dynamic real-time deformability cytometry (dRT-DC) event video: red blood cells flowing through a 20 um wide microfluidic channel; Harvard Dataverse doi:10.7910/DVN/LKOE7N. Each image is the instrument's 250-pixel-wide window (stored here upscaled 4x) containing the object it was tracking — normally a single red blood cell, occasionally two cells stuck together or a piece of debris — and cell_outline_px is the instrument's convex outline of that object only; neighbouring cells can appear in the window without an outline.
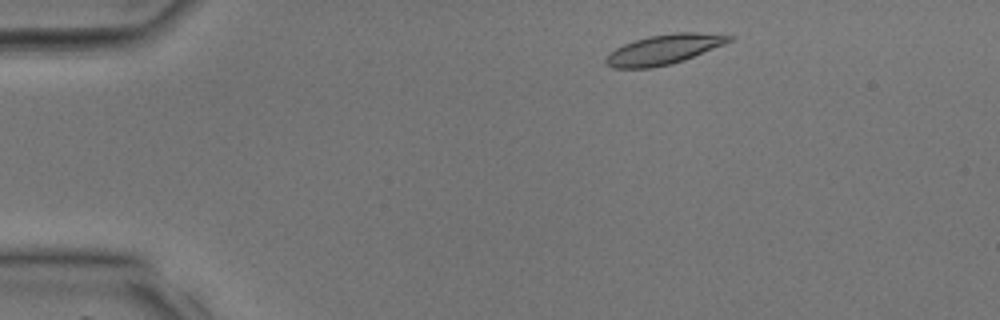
{"species": "common noctule bat (a hibernating species)", "species_latin": "Nyctalus noctula", "temperature_condition": "room temperature", "stored_images_in_passage": 34, "camera_frame_rate_fps": 3000, "um_per_image_px": 0.085, "animal": {"sex": "male", "body_mass_g": 17.9, "forearm_length_mm": 54.2}, "frame": {"image": 1, "passage_image": 3, "time_ms": 0.667, "image_size_px": [1000, 320], "cell_outline_px": [[736, 36], [732, 40], [724, 44], [684, 60], [672, 64], [652, 68], [612, 68], [604, 60], [616, 48], [624, 44], [648, 36], [676, 32], [696, 32]], "centroid_in_image_um": [56.46, 4.2], "position_along_channel_um": 28.5, "area_um2": 21.21}}
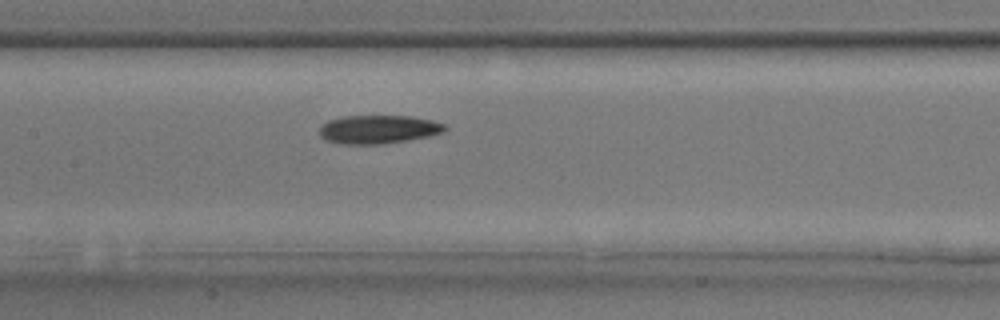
{"frame": {"image": 2, "passage_image": 15, "time_ms": 4.667, "image_size_px": [1000, 320], "cell_outline_px": [[448, 128], [444, 132], [428, 136], [408, 140], [384, 144], [340, 144], [324, 140], [320, 136], [320, 124], [328, 120], [344, 116], [412, 116], [432, 120], [444, 124]], "centroid_in_image_um": [32.14, 11.0], "position_along_channel_um": 175.3, "area_um2": 21.04}}
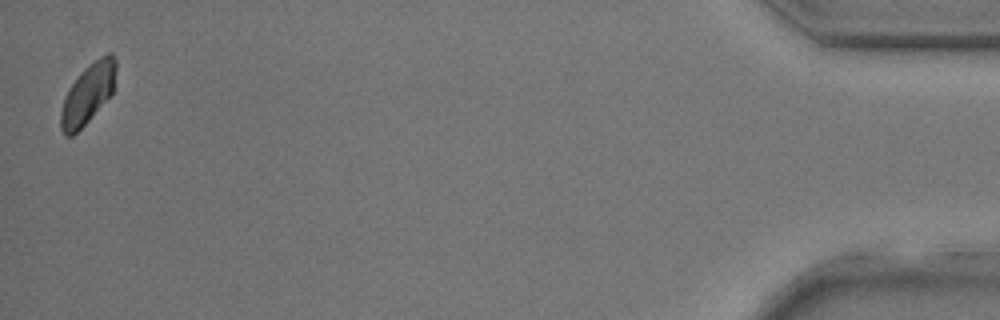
{"frame": {"image": 3, "passage_image": 34, "time_ms": 11.0, "image_size_px": [1000, 320], "cell_outline_px": [[116, 68], [112, 92], [88, 120], [72, 136], [68, 136], [60, 128], [60, 112], [64, 100], [72, 84], [80, 72], [88, 64], [100, 56], [108, 52], [112, 52], [116, 60]], "centroid_in_image_um": [7.47, 7.92], "position_along_channel_um": 427.7, "area_um2": 18.79}}